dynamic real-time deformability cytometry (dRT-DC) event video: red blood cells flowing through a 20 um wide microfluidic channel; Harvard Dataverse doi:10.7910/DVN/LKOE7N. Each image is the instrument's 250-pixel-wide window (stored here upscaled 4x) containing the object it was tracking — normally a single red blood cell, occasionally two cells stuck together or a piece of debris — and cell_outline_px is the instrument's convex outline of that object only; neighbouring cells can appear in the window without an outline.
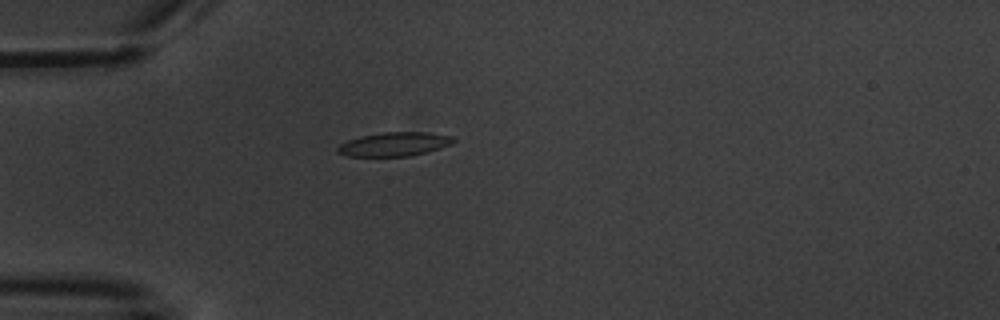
{"species": "common noctule bat (a hibernating species)", "species_latin": "Nyctalus noctula", "temperature_condition": "warm", "stored_images_in_passage": 3, "camera_frame_rate_fps": 3000, "um_per_image_px": 0.085, "animal": {"sex": "male", "body_mass_g": 20.1, "forearm_length_mm": 53.5}, "frame": {"image": 1, "passage_image": 3, "time_ms": 4.667, "image_size_px": [1000, 320], "cell_outline_px": [[456, 140], [452, 144], [428, 152], [408, 156], [348, 156], [336, 152], [336, 148], [340, 144], [348, 140], [360, 136], [384, 132], [428, 132], [452, 136]], "centroid_in_image_um": [33.52, 12.25], "position_along_channel_um": 51.5, "area_um2": 16.18}}